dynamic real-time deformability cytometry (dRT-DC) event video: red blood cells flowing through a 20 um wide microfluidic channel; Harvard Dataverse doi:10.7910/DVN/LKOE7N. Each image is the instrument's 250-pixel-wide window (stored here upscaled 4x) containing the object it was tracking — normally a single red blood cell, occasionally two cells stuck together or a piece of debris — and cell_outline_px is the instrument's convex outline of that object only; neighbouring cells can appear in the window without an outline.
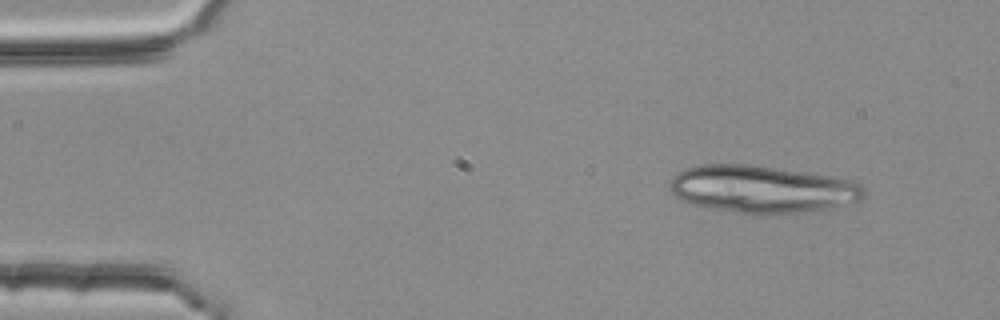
{"species": "common noctule bat (a hibernating species)", "species_latin": "Nyctalus noctula", "temperature_condition": "room temperature", "stored_images_in_passage": 3, "camera_frame_rate_fps": 3000, "um_per_image_px": 0.085, "animal": {"sex": "female", "body_mass_g": 25.1}, "frame": {"image": 1, "passage_image": 1, "time_ms": 0.0, "image_size_px": [1000, 320], "cell_outline_px": [[864, 196], [860, 200], [828, 208], [764, 216], [756, 216], [704, 208], [692, 204], [676, 196], [672, 192], [672, 176], [684, 168], [700, 164], [748, 164], [832, 176], [856, 180], [864, 188]], "centroid_in_image_um": [64.76, 16.09], "position_along_channel_um": 20.2, "area_um2": 53.99}}